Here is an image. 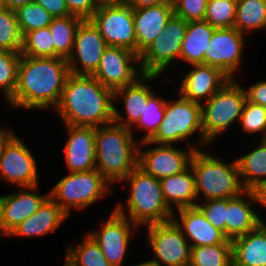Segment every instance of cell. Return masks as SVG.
<instances>
[{"mask_svg":"<svg viewBox=\"0 0 266 266\" xmlns=\"http://www.w3.org/2000/svg\"><path fill=\"white\" fill-rule=\"evenodd\" d=\"M107 44L90 19L80 22L71 56L67 59L70 73L93 75Z\"/></svg>","mask_w":266,"mask_h":266,"instance_id":"cell-17","label":"cell"},{"mask_svg":"<svg viewBox=\"0 0 266 266\" xmlns=\"http://www.w3.org/2000/svg\"><path fill=\"white\" fill-rule=\"evenodd\" d=\"M34 0H5V7L10 10H17L19 7L26 5L27 3H31Z\"/></svg>","mask_w":266,"mask_h":266,"instance_id":"cell-49","label":"cell"},{"mask_svg":"<svg viewBox=\"0 0 266 266\" xmlns=\"http://www.w3.org/2000/svg\"><path fill=\"white\" fill-rule=\"evenodd\" d=\"M256 144L252 150L236 158L246 190H253L266 181V139Z\"/></svg>","mask_w":266,"mask_h":266,"instance_id":"cell-29","label":"cell"},{"mask_svg":"<svg viewBox=\"0 0 266 266\" xmlns=\"http://www.w3.org/2000/svg\"><path fill=\"white\" fill-rule=\"evenodd\" d=\"M187 147L189 149H179L177 145L155 144L151 141L141 142L138 166L158 180L175 175L190 165L191 157L196 149L191 143H188Z\"/></svg>","mask_w":266,"mask_h":266,"instance_id":"cell-12","label":"cell"},{"mask_svg":"<svg viewBox=\"0 0 266 266\" xmlns=\"http://www.w3.org/2000/svg\"><path fill=\"white\" fill-rule=\"evenodd\" d=\"M247 88H244L247 101L266 108V79L255 82Z\"/></svg>","mask_w":266,"mask_h":266,"instance_id":"cell-44","label":"cell"},{"mask_svg":"<svg viewBox=\"0 0 266 266\" xmlns=\"http://www.w3.org/2000/svg\"><path fill=\"white\" fill-rule=\"evenodd\" d=\"M257 204L253 190H246L241 195L234 198H227L226 215V238L233 240L245 235L257 228L261 223H265L260 212L254 210Z\"/></svg>","mask_w":266,"mask_h":266,"instance_id":"cell-22","label":"cell"},{"mask_svg":"<svg viewBox=\"0 0 266 266\" xmlns=\"http://www.w3.org/2000/svg\"><path fill=\"white\" fill-rule=\"evenodd\" d=\"M69 74L65 58L21 55L17 85L7 105L17 110H54Z\"/></svg>","mask_w":266,"mask_h":266,"instance_id":"cell-1","label":"cell"},{"mask_svg":"<svg viewBox=\"0 0 266 266\" xmlns=\"http://www.w3.org/2000/svg\"><path fill=\"white\" fill-rule=\"evenodd\" d=\"M239 32H266V0H237L235 25Z\"/></svg>","mask_w":266,"mask_h":266,"instance_id":"cell-31","label":"cell"},{"mask_svg":"<svg viewBox=\"0 0 266 266\" xmlns=\"http://www.w3.org/2000/svg\"><path fill=\"white\" fill-rule=\"evenodd\" d=\"M177 94L178 100L166 101L164 118L150 141L166 145L183 141L190 143V138L198 133L194 148L197 150L210 146L203 135L201 104L184 98L179 92Z\"/></svg>","mask_w":266,"mask_h":266,"instance_id":"cell-6","label":"cell"},{"mask_svg":"<svg viewBox=\"0 0 266 266\" xmlns=\"http://www.w3.org/2000/svg\"><path fill=\"white\" fill-rule=\"evenodd\" d=\"M253 192L257 201L256 205H261V207H265L266 210V181L260 183L255 189H253Z\"/></svg>","mask_w":266,"mask_h":266,"instance_id":"cell-47","label":"cell"},{"mask_svg":"<svg viewBox=\"0 0 266 266\" xmlns=\"http://www.w3.org/2000/svg\"><path fill=\"white\" fill-rule=\"evenodd\" d=\"M173 14L172 0L168 3L133 9L136 54L140 55L162 33Z\"/></svg>","mask_w":266,"mask_h":266,"instance_id":"cell-25","label":"cell"},{"mask_svg":"<svg viewBox=\"0 0 266 266\" xmlns=\"http://www.w3.org/2000/svg\"><path fill=\"white\" fill-rule=\"evenodd\" d=\"M196 207L204 217L226 237L227 198L210 199L201 201Z\"/></svg>","mask_w":266,"mask_h":266,"instance_id":"cell-41","label":"cell"},{"mask_svg":"<svg viewBox=\"0 0 266 266\" xmlns=\"http://www.w3.org/2000/svg\"><path fill=\"white\" fill-rule=\"evenodd\" d=\"M0 7H5V0H0Z\"/></svg>","mask_w":266,"mask_h":266,"instance_id":"cell-53","label":"cell"},{"mask_svg":"<svg viewBox=\"0 0 266 266\" xmlns=\"http://www.w3.org/2000/svg\"><path fill=\"white\" fill-rule=\"evenodd\" d=\"M171 0H122L123 4L130 5L133 9L168 3Z\"/></svg>","mask_w":266,"mask_h":266,"instance_id":"cell-46","label":"cell"},{"mask_svg":"<svg viewBox=\"0 0 266 266\" xmlns=\"http://www.w3.org/2000/svg\"><path fill=\"white\" fill-rule=\"evenodd\" d=\"M96 170L113 186L138 166L140 138L115 122L96 127Z\"/></svg>","mask_w":266,"mask_h":266,"instance_id":"cell-3","label":"cell"},{"mask_svg":"<svg viewBox=\"0 0 266 266\" xmlns=\"http://www.w3.org/2000/svg\"><path fill=\"white\" fill-rule=\"evenodd\" d=\"M2 236H5V237H8V235L6 234V232L3 230V227H2V224H1V216H0V237Z\"/></svg>","mask_w":266,"mask_h":266,"instance_id":"cell-52","label":"cell"},{"mask_svg":"<svg viewBox=\"0 0 266 266\" xmlns=\"http://www.w3.org/2000/svg\"><path fill=\"white\" fill-rule=\"evenodd\" d=\"M143 75L139 55L122 47L107 46L93 76L113 92Z\"/></svg>","mask_w":266,"mask_h":266,"instance_id":"cell-15","label":"cell"},{"mask_svg":"<svg viewBox=\"0 0 266 266\" xmlns=\"http://www.w3.org/2000/svg\"><path fill=\"white\" fill-rule=\"evenodd\" d=\"M240 128L247 135L259 136L266 139V108L260 104L246 101L240 118ZM259 134V135H256Z\"/></svg>","mask_w":266,"mask_h":266,"instance_id":"cell-40","label":"cell"},{"mask_svg":"<svg viewBox=\"0 0 266 266\" xmlns=\"http://www.w3.org/2000/svg\"><path fill=\"white\" fill-rule=\"evenodd\" d=\"M8 128L6 126L5 128L4 126L0 128V159L6 143L15 135V132L10 127Z\"/></svg>","mask_w":266,"mask_h":266,"instance_id":"cell-48","label":"cell"},{"mask_svg":"<svg viewBox=\"0 0 266 266\" xmlns=\"http://www.w3.org/2000/svg\"><path fill=\"white\" fill-rule=\"evenodd\" d=\"M246 35L236 28H216L204 53V64L220 69L236 79L243 60Z\"/></svg>","mask_w":266,"mask_h":266,"instance_id":"cell-13","label":"cell"},{"mask_svg":"<svg viewBox=\"0 0 266 266\" xmlns=\"http://www.w3.org/2000/svg\"><path fill=\"white\" fill-rule=\"evenodd\" d=\"M22 56L55 57V47L49 27L27 32L23 36Z\"/></svg>","mask_w":266,"mask_h":266,"instance_id":"cell-36","label":"cell"},{"mask_svg":"<svg viewBox=\"0 0 266 266\" xmlns=\"http://www.w3.org/2000/svg\"><path fill=\"white\" fill-rule=\"evenodd\" d=\"M166 101L165 97L156 96L155 92L148 98L143 115L130 128L133 135L134 131L144 132L140 143L150 141L155 136L164 118Z\"/></svg>","mask_w":266,"mask_h":266,"instance_id":"cell-33","label":"cell"},{"mask_svg":"<svg viewBox=\"0 0 266 266\" xmlns=\"http://www.w3.org/2000/svg\"><path fill=\"white\" fill-rule=\"evenodd\" d=\"M122 182L128 185L129 194L125 204H115L119 214L139 228L173 219L174 212L165 203L157 178L137 166Z\"/></svg>","mask_w":266,"mask_h":266,"instance_id":"cell-4","label":"cell"},{"mask_svg":"<svg viewBox=\"0 0 266 266\" xmlns=\"http://www.w3.org/2000/svg\"><path fill=\"white\" fill-rule=\"evenodd\" d=\"M114 92L93 75L70 73L54 109L63 124L100 127L113 122Z\"/></svg>","mask_w":266,"mask_h":266,"instance_id":"cell-2","label":"cell"},{"mask_svg":"<svg viewBox=\"0 0 266 266\" xmlns=\"http://www.w3.org/2000/svg\"><path fill=\"white\" fill-rule=\"evenodd\" d=\"M237 79H230L208 101L201 105L202 128L206 142L211 145L234 123L240 122L246 92Z\"/></svg>","mask_w":266,"mask_h":266,"instance_id":"cell-8","label":"cell"},{"mask_svg":"<svg viewBox=\"0 0 266 266\" xmlns=\"http://www.w3.org/2000/svg\"><path fill=\"white\" fill-rule=\"evenodd\" d=\"M237 0H208L205 21L214 28H233Z\"/></svg>","mask_w":266,"mask_h":266,"instance_id":"cell-39","label":"cell"},{"mask_svg":"<svg viewBox=\"0 0 266 266\" xmlns=\"http://www.w3.org/2000/svg\"><path fill=\"white\" fill-rule=\"evenodd\" d=\"M112 185L96 169L68 172L50 190L49 196L70 216L72 210L89 209L114 194Z\"/></svg>","mask_w":266,"mask_h":266,"instance_id":"cell-7","label":"cell"},{"mask_svg":"<svg viewBox=\"0 0 266 266\" xmlns=\"http://www.w3.org/2000/svg\"><path fill=\"white\" fill-rule=\"evenodd\" d=\"M182 75L177 91L186 99L203 104L220 90L230 78L220 69L205 65H190Z\"/></svg>","mask_w":266,"mask_h":266,"instance_id":"cell-21","label":"cell"},{"mask_svg":"<svg viewBox=\"0 0 266 266\" xmlns=\"http://www.w3.org/2000/svg\"><path fill=\"white\" fill-rule=\"evenodd\" d=\"M190 165L195 175L198 202L234 198L246 191L236 158L228 163L214 153L197 149L191 157Z\"/></svg>","mask_w":266,"mask_h":266,"instance_id":"cell-5","label":"cell"},{"mask_svg":"<svg viewBox=\"0 0 266 266\" xmlns=\"http://www.w3.org/2000/svg\"><path fill=\"white\" fill-rule=\"evenodd\" d=\"M173 220L183 231L191 247L222 244L227 240L196 206L174 210Z\"/></svg>","mask_w":266,"mask_h":266,"instance_id":"cell-23","label":"cell"},{"mask_svg":"<svg viewBox=\"0 0 266 266\" xmlns=\"http://www.w3.org/2000/svg\"><path fill=\"white\" fill-rule=\"evenodd\" d=\"M21 53L0 50V90L3 100L8 103L17 85L18 65Z\"/></svg>","mask_w":266,"mask_h":266,"instance_id":"cell-37","label":"cell"},{"mask_svg":"<svg viewBox=\"0 0 266 266\" xmlns=\"http://www.w3.org/2000/svg\"><path fill=\"white\" fill-rule=\"evenodd\" d=\"M151 260L159 266H189L191 245L180 227L170 220L145 226Z\"/></svg>","mask_w":266,"mask_h":266,"instance_id":"cell-10","label":"cell"},{"mask_svg":"<svg viewBox=\"0 0 266 266\" xmlns=\"http://www.w3.org/2000/svg\"><path fill=\"white\" fill-rule=\"evenodd\" d=\"M159 181L164 201L173 212L174 209L195 207L198 203L195 175L191 165L182 172Z\"/></svg>","mask_w":266,"mask_h":266,"instance_id":"cell-26","label":"cell"},{"mask_svg":"<svg viewBox=\"0 0 266 266\" xmlns=\"http://www.w3.org/2000/svg\"><path fill=\"white\" fill-rule=\"evenodd\" d=\"M136 229V230H135ZM140 228L114 208L98 230L89 234L99 244L105 258L112 266H123L134 233Z\"/></svg>","mask_w":266,"mask_h":266,"instance_id":"cell-14","label":"cell"},{"mask_svg":"<svg viewBox=\"0 0 266 266\" xmlns=\"http://www.w3.org/2000/svg\"><path fill=\"white\" fill-rule=\"evenodd\" d=\"M208 0H172L174 15L185 21L205 19Z\"/></svg>","mask_w":266,"mask_h":266,"instance_id":"cell-42","label":"cell"},{"mask_svg":"<svg viewBox=\"0 0 266 266\" xmlns=\"http://www.w3.org/2000/svg\"><path fill=\"white\" fill-rule=\"evenodd\" d=\"M133 266H159L157 263H155L153 260L149 258V260H144L142 263L134 264Z\"/></svg>","mask_w":266,"mask_h":266,"instance_id":"cell-51","label":"cell"},{"mask_svg":"<svg viewBox=\"0 0 266 266\" xmlns=\"http://www.w3.org/2000/svg\"><path fill=\"white\" fill-rule=\"evenodd\" d=\"M63 125L68 137L63 144L68 172L96 169V127Z\"/></svg>","mask_w":266,"mask_h":266,"instance_id":"cell-19","label":"cell"},{"mask_svg":"<svg viewBox=\"0 0 266 266\" xmlns=\"http://www.w3.org/2000/svg\"><path fill=\"white\" fill-rule=\"evenodd\" d=\"M90 20L107 46L126 48L136 53L133 8L126 4L100 5Z\"/></svg>","mask_w":266,"mask_h":266,"instance_id":"cell-11","label":"cell"},{"mask_svg":"<svg viewBox=\"0 0 266 266\" xmlns=\"http://www.w3.org/2000/svg\"><path fill=\"white\" fill-rule=\"evenodd\" d=\"M95 2L100 5H110V4H121L122 0H95Z\"/></svg>","mask_w":266,"mask_h":266,"instance_id":"cell-50","label":"cell"},{"mask_svg":"<svg viewBox=\"0 0 266 266\" xmlns=\"http://www.w3.org/2000/svg\"><path fill=\"white\" fill-rule=\"evenodd\" d=\"M189 266H232L231 240L211 246L191 247Z\"/></svg>","mask_w":266,"mask_h":266,"instance_id":"cell-34","label":"cell"},{"mask_svg":"<svg viewBox=\"0 0 266 266\" xmlns=\"http://www.w3.org/2000/svg\"><path fill=\"white\" fill-rule=\"evenodd\" d=\"M188 22L172 15L160 33L139 55L143 74L162 75L170 65L180 59L182 41L185 37ZM174 62V63H173Z\"/></svg>","mask_w":266,"mask_h":266,"instance_id":"cell-9","label":"cell"},{"mask_svg":"<svg viewBox=\"0 0 266 266\" xmlns=\"http://www.w3.org/2000/svg\"><path fill=\"white\" fill-rule=\"evenodd\" d=\"M159 77L160 75L143 74L135 82L115 90L113 122L131 128L143 115L148 98L155 92L150 82L157 81ZM117 101L124 105L122 113L117 108Z\"/></svg>","mask_w":266,"mask_h":266,"instance_id":"cell-18","label":"cell"},{"mask_svg":"<svg viewBox=\"0 0 266 266\" xmlns=\"http://www.w3.org/2000/svg\"><path fill=\"white\" fill-rule=\"evenodd\" d=\"M71 15L84 19H90L99 8L95 0H65Z\"/></svg>","mask_w":266,"mask_h":266,"instance_id":"cell-43","label":"cell"},{"mask_svg":"<svg viewBox=\"0 0 266 266\" xmlns=\"http://www.w3.org/2000/svg\"><path fill=\"white\" fill-rule=\"evenodd\" d=\"M22 43L16 12L0 7V50L21 53Z\"/></svg>","mask_w":266,"mask_h":266,"instance_id":"cell-35","label":"cell"},{"mask_svg":"<svg viewBox=\"0 0 266 266\" xmlns=\"http://www.w3.org/2000/svg\"><path fill=\"white\" fill-rule=\"evenodd\" d=\"M232 266H266V224L231 240Z\"/></svg>","mask_w":266,"mask_h":266,"instance_id":"cell-27","label":"cell"},{"mask_svg":"<svg viewBox=\"0 0 266 266\" xmlns=\"http://www.w3.org/2000/svg\"><path fill=\"white\" fill-rule=\"evenodd\" d=\"M83 19L70 15L54 18L48 26L55 47V57L68 59L74 48L76 30Z\"/></svg>","mask_w":266,"mask_h":266,"instance_id":"cell-32","label":"cell"},{"mask_svg":"<svg viewBox=\"0 0 266 266\" xmlns=\"http://www.w3.org/2000/svg\"><path fill=\"white\" fill-rule=\"evenodd\" d=\"M66 248L64 262L68 266H112L88 232L77 245L68 244Z\"/></svg>","mask_w":266,"mask_h":266,"instance_id":"cell-30","label":"cell"},{"mask_svg":"<svg viewBox=\"0 0 266 266\" xmlns=\"http://www.w3.org/2000/svg\"><path fill=\"white\" fill-rule=\"evenodd\" d=\"M36 157L15 134L5 145L0 159V180L17 186L33 187L39 184Z\"/></svg>","mask_w":266,"mask_h":266,"instance_id":"cell-16","label":"cell"},{"mask_svg":"<svg viewBox=\"0 0 266 266\" xmlns=\"http://www.w3.org/2000/svg\"><path fill=\"white\" fill-rule=\"evenodd\" d=\"M70 216L49 196L38 210L14 228L10 237H45L56 232Z\"/></svg>","mask_w":266,"mask_h":266,"instance_id":"cell-24","label":"cell"},{"mask_svg":"<svg viewBox=\"0 0 266 266\" xmlns=\"http://www.w3.org/2000/svg\"><path fill=\"white\" fill-rule=\"evenodd\" d=\"M15 12L22 36L32 30L48 27L55 18L34 1L19 7Z\"/></svg>","mask_w":266,"mask_h":266,"instance_id":"cell-38","label":"cell"},{"mask_svg":"<svg viewBox=\"0 0 266 266\" xmlns=\"http://www.w3.org/2000/svg\"><path fill=\"white\" fill-rule=\"evenodd\" d=\"M215 29L205 20L189 21L179 61L188 66L204 64V53Z\"/></svg>","mask_w":266,"mask_h":266,"instance_id":"cell-28","label":"cell"},{"mask_svg":"<svg viewBox=\"0 0 266 266\" xmlns=\"http://www.w3.org/2000/svg\"><path fill=\"white\" fill-rule=\"evenodd\" d=\"M34 2L44 7L55 18L71 15L65 0H34Z\"/></svg>","mask_w":266,"mask_h":266,"instance_id":"cell-45","label":"cell"},{"mask_svg":"<svg viewBox=\"0 0 266 266\" xmlns=\"http://www.w3.org/2000/svg\"><path fill=\"white\" fill-rule=\"evenodd\" d=\"M39 185L18 187V190L0 196V216L3 230L8 235L16 226L33 215L49 197V192L39 194Z\"/></svg>","mask_w":266,"mask_h":266,"instance_id":"cell-20","label":"cell"}]
</instances>
